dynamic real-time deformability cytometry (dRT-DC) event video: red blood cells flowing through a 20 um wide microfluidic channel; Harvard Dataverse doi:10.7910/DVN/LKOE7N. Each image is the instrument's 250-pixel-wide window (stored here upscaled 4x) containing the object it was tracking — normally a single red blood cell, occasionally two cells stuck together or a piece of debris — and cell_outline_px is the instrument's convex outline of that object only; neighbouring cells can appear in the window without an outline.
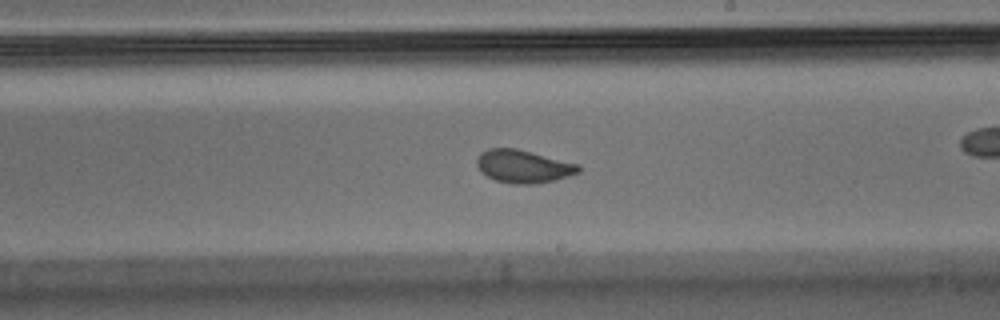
{"species": "Egyptian fruit bat (a non-hibernating species)", "species_latin": "Rousettus aegyptiacus", "temperature_condition": "warm", "stored_images_in_passage": 43, "camera_frame_rate_fps": 3000, "um_per_image_px": 0.085, "animal": {"sex": "male"}, "frame": {"image": 1, "passage_image": 19, "time_ms": 6.0, "image_size_px": [1000, 320], "cell_outline_px": [[580, 172], [556, 180], [536, 184], [512, 184], [496, 180], [480, 172], [476, 164], [476, 160], [480, 152], [488, 148], [516, 148], [580, 164]], "centroid_in_image_um": [44.48, 14.14], "position_along_channel_um": 244.5, "area_um2": 19.71}, "authors_computed_cell_mechanics": {"area_um2": 19.941, "velocity_mm_per_s": 3.644, "shape_relaxation_time_tau1_ms": 6.7086, "shape_relaxation_time_tau2_ms": 1.2771, "deformation_change_tau1": 0.1664, "deformation_change_tau2": 0.0622}}